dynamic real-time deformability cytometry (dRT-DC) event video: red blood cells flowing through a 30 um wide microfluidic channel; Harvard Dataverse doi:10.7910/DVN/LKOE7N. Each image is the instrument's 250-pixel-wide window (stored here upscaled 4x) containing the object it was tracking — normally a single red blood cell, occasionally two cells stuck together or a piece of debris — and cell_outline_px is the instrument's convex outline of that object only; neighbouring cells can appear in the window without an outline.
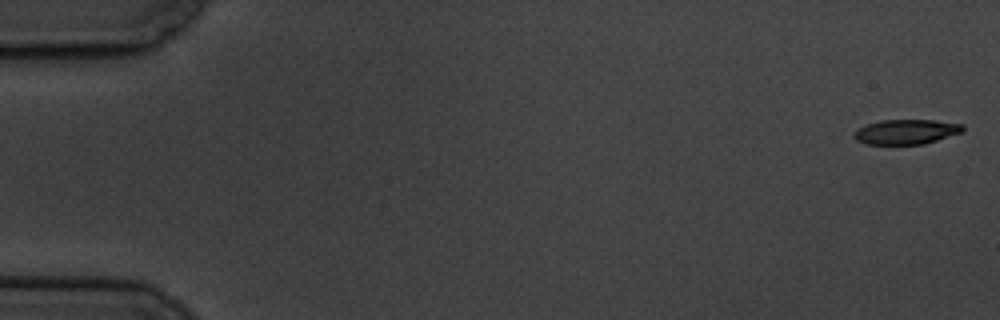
{"species": "common noctule bat (a hibernating species)", "species_latin": "Nyctalus noctula", "temperature_condition": "cold", "stored_images_in_passage": 7, "camera_frame_rate_fps": 3000, "um_per_image_px": 0.085, "animal": {"sex": "male", "body_mass_g": 19.5, "forearm_length_mm": 54.6}, "frame": {"image": 1, "passage_image": 1, "time_ms": 0.0, "image_size_px": [1000, 320], "cell_outline_px": [[964, 132], [924, 144], [864, 144], [856, 140], [852, 136], [852, 132], [868, 124], [880, 120], [932, 120], [964, 124]], "centroid_in_image_um": [77.03, 11.21], "position_along_channel_um": 8.0, "area_um2": 15.84}}
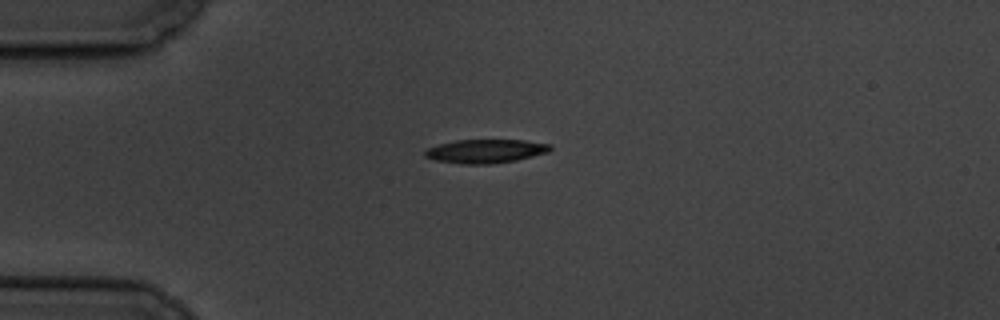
{"frame": {"image": 2, "passage_image": 5, "time_ms": 4.667, "image_size_px": [1000, 320], "cell_outline_px": [[552, 148], [548, 152], [516, 160], [488, 164], [460, 164], [436, 160], [424, 156], [424, 152], [428, 148], [440, 144], [456, 140], [524, 140], [552, 144]], "centroid_in_image_um": [41.29, 12.84], "position_along_channel_um": 43.7, "area_um2": 17.22}}
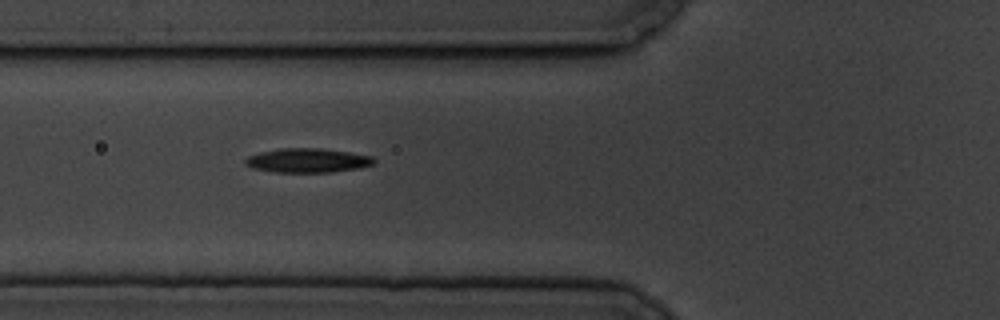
{"frame": {"image": 3, "passage_image": 7, "time_ms": 7.0, "image_size_px": [1000, 320], "cell_outline_px": [[376, 160], [372, 164], [360, 168], [332, 172], [276, 172], [252, 168], [244, 164], [244, 160], [248, 156], [260, 152], [280, 148], [320, 148], [348, 152], [372, 156]], "centroid_in_image_um": [26.12, 13.64], "position_along_channel_um": 99.7, "area_um2": 18.15}}